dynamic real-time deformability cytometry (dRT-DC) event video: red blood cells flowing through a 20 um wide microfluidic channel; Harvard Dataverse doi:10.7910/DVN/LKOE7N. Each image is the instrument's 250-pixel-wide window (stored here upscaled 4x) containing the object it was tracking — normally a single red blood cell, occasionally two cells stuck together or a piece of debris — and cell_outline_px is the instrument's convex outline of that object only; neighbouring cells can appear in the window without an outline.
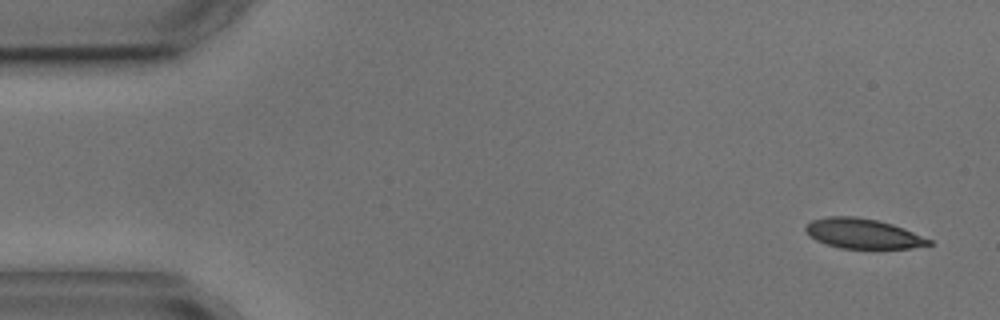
{"species": "common noctule bat (a hibernating species)", "species_latin": "Nyctalus noctula", "temperature_condition": "cold", "stored_images_in_passage": 6, "camera_frame_rate_fps": 3000, "um_per_image_px": 0.085, "animal": {"sex": "male", "body_mass_g": 17.9, "forearm_length_mm": 54.2}, "frame": {"image": 1, "passage_image": 1, "time_ms": 0.0, "image_size_px": [1000, 320], "cell_outline_px": [[932, 244], [912, 248], [840, 248], [824, 244], [816, 240], [804, 228], [812, 220], [828, 216], [856, 216], [876, 220], [892, 224], [904, 228], [932, 240]], "centroid_in_image_um": [73.36, 19.85], "position_along_channel_um": 11.6, "area_um2": 21.33}}
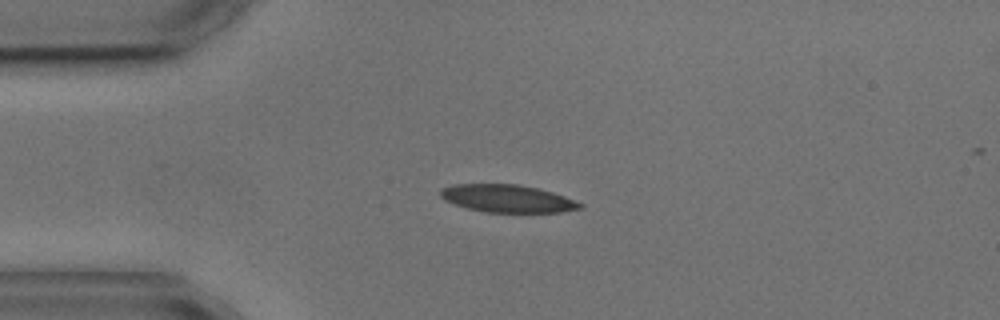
{"frame": {"image": 2, "passage_image": 4, "time_ms": 3.333, "image_size_px": [1000, 320], "cell_outline_px": [[584, 208], [560, 212], [484, 212], [468, 208], [444, 200], [440, 196], [440, 188], [452, 184], [520, 184], [552, 192], [564, 196], [584, 204]], "centroid_in_image_um": [43.12, 16.87], "position_along_channel_um": 41.9, "area_um2": 22.48}}